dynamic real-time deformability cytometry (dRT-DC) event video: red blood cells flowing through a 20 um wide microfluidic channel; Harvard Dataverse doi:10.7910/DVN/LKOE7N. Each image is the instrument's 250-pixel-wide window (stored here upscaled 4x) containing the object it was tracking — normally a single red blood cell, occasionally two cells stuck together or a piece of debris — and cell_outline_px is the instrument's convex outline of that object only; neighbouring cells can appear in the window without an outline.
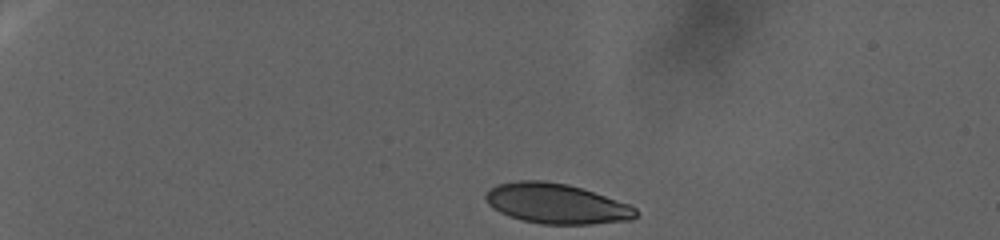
{"species": "human", "species_latin": "Homo sapiens", "temperature_condition": "warm", "stored_images_in_passage": 67, "camera_frame_rate_fps": 3000, "um_per_image_px": 0.085, "donor": {"sex": "female"}, "frame": {"image": 1, "passage_image": 1, "time_ms": 0.0, "image_size_px": [1000, 240], "cell_outline_px": [[636, 216], [632, 220], [592, 224], [540, 224], [520, 220], [508, 216], [492, 208], [488, 204], [484, 196], [488, 188], [496, 184], [520, 180], [544, 180], [568, 184], [628, 204], [636, 208]], "centroid_in_image_um": [47.23, 17.31], "position_along_channel_um": 37.8, "area_um2": 35.2}}
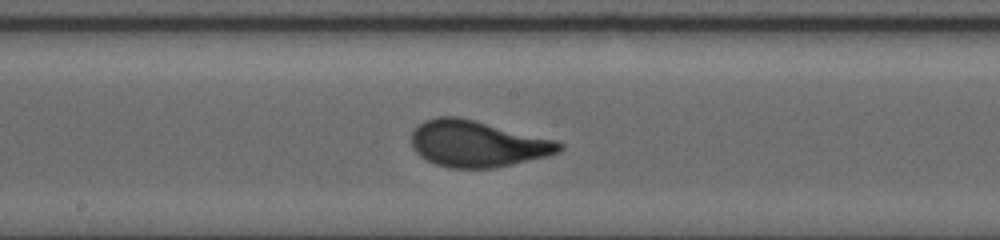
{"frame": {"image": 2, "passage_image": 40, "time_ms": 17.333, "image_size_px": [1000, 240], "cell_outline_px": [[564, 148], [560, 152], [548, 156], [496, 168], [448, 168], [436, 164], [420, 156], [412, 148], [412, 132], [416, 124], [424, 120], [436, 116], [460, 116], [556, 140], [564, 144]], "centroid_in_image_um": [40.57, 12.21], "position_along_channel_um": 207.6, "area_um2": 40.4}}
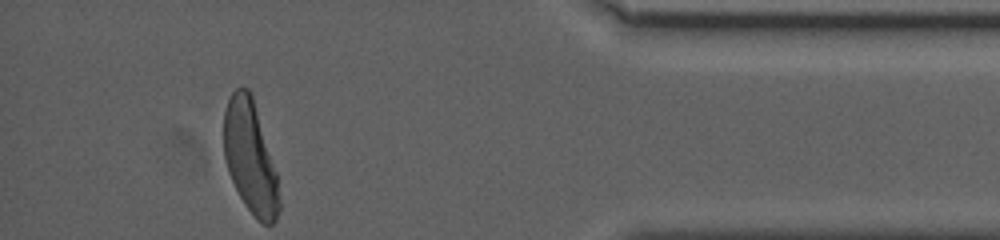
{"frame": {"image": 3, "passage_image": 67, "time_ms": 32.333, "image_size_px": [1000, 240], "cell_outline_px": [[280, 208], [276, 220], [272, 224], [264, 224], [256, 220], [244, 204], [228, 172], [224, 160], [224, 112], [228, 100], [232, 92], [236, 88], [248, 88], [252, 96], [276, 172], [280, 200]], "centroid_in_image_um": [21.26, 13.41], "position_along_channel_um": 413.9, "area_um2": 35.95}}